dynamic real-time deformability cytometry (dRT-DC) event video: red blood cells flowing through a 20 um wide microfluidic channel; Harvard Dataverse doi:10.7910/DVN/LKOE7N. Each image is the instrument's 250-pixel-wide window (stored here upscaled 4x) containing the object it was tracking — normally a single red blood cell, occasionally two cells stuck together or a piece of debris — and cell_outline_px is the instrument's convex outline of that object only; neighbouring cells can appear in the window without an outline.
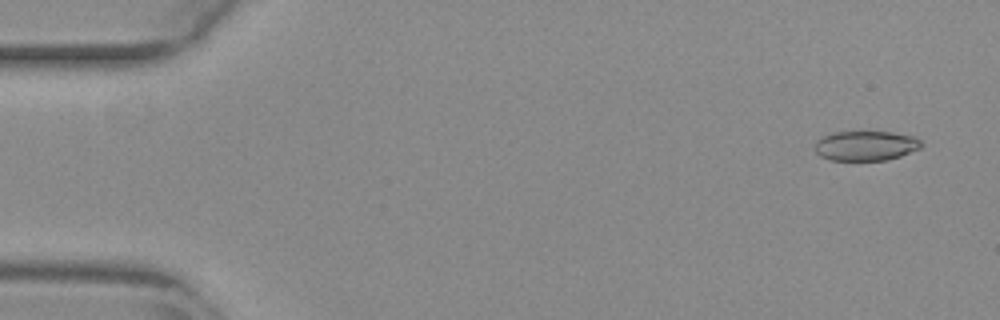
{"species": "common noctule bat (a hibernating species)", "species_latin": "Nyctalus noctula", "temperature_condition": "warm", "stored_images_in_passage": 48, "camera_frame_rate_fps": 3000, "um_per_image_px": 0.085, "animal": {"sex": "female", "body_mass_g": 29.2, "forearm_length_mm": 56.3}, "frame": {"image": 1, "passage_image": 3, "time_ms": 0.667, "image_size_px": [1000, 320], "cell_outline_px": [[924, 144], [920, 148], [900, 156], [888, 160], [832, 160], [820, 156], [816, 152], [816, 140], [820, 136], [832, 132], [864, 128], [892, 132], [912, 136], [920, 140]], "centroid_in_image_um": [73.57, 12.32], "position_along_channel_um": 11.4, "area_um2": 19.36}}
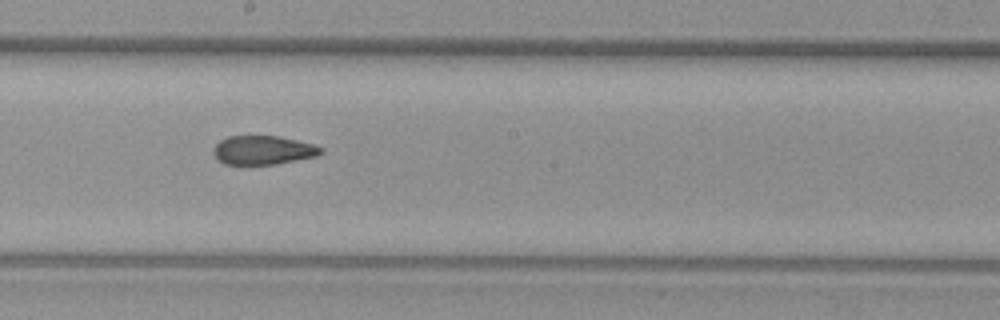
{"frame": {"image": 2, "passage_image": 30, "time_ms": 9.667, "image_size_px": [1000, 320], "cell_outline_px": [[324, 152], [316, 156], [276, 164], [240, 168], [224, 164], [216, 160], [212, 152], [212, 148], [220, 140], [228, 136], [280, 136], [312, 144], [324, 148]], "centroid_in_image_um": [22.27, 12.81], "position_along_channel_um": 225.9, "area_um2": 18.96}}
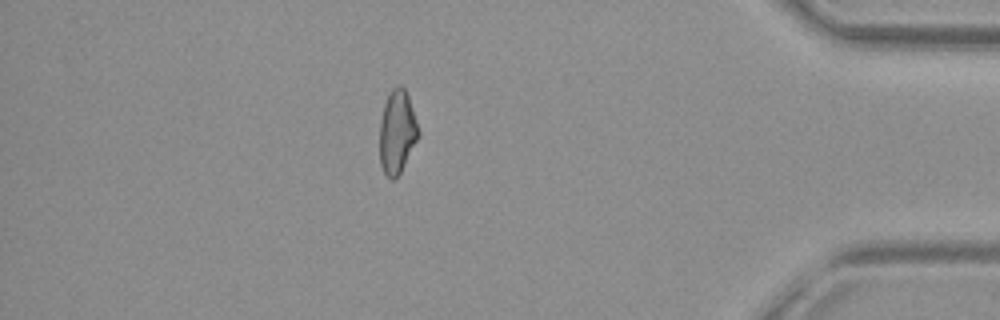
{"frame": {"image": 3, "passage_image": 47, "time_ms": 15.333, "image_size_px": [1000, 320], "cell_outline_px": [[420, 136], [396, 180], [392, 180], [384, 172], [380, 164], [380, 120], [384, 104], [392, 88], [396, 84], [400, 84], [404, 88], [408, 96], [420, 132]], "centroid_in_image_um": [33.76, 11.22], "position_along_channel_um": 401.4, "area_um2": 18.9}}